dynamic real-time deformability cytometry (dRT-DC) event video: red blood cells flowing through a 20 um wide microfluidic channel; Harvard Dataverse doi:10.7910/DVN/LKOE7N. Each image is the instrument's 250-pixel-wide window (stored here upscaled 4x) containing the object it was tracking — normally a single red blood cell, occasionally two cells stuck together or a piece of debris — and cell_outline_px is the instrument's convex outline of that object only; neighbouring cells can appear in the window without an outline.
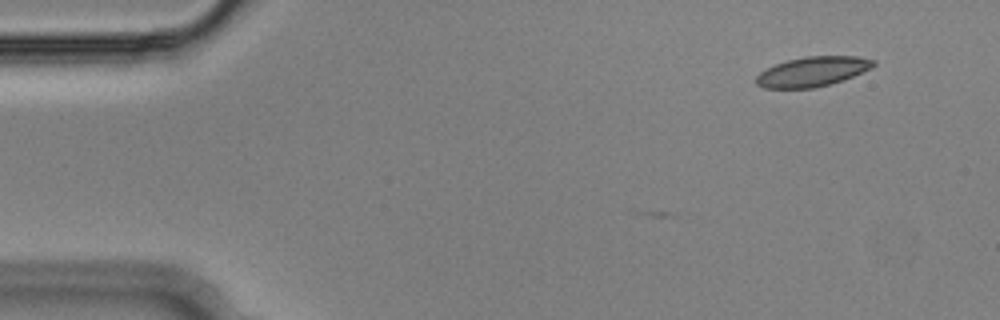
{"species": "Egyptian fruit bat (a non-hibernating species)", "species_latin": "Rousettus aegyptiacus", "temperature_condition": "cold", "stored_images_in_passage": 4, "camera_frame_rate_fps": 3000, "um_per_image_px": 0.085, "animal": {"sex": "male"}, "frame": {"image": 1, "passage_image": 1, "time_ms": 0.0, "image_size_px": [1000, 320], "cell_outline_px": [[876, 64], [872, 68], [844, 80], [816, 88], [764, 88], [756, 84], [756, 76], [764, 68], [788, 60], [804, 56], [856, 56], [876, 60]], "centroid_in_image_um": [69.07, 6.08], "position_along_channel_um": 15.9, "area_um2": 20.52}}